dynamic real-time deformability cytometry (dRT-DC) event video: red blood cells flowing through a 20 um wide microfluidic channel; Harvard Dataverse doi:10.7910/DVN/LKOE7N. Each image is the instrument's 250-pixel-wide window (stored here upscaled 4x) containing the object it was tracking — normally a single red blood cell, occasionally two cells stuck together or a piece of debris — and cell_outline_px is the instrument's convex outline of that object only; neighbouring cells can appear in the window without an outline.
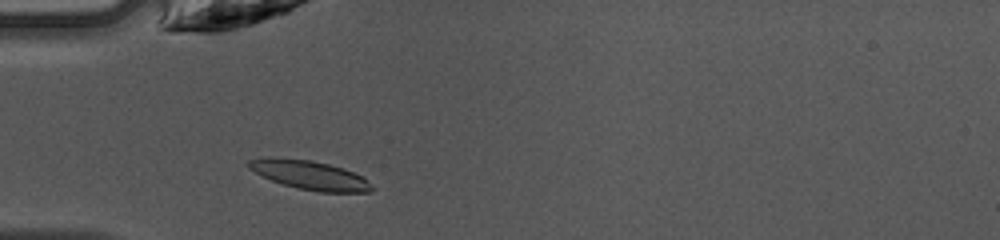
{"species": "common noctule bat (a hibernating species)", "species_latin": "Nyctalus noctula", "temperature_condition": "warm", "stored_images_in_passage": 37, "camera_frame_rate_fps": 3000, "um_per_image_px": 0.085, "animal": {"sex": "female", "body_mass_g": 10.0, "forearm_length_mm": 53.1}, "frame": {"image": 1, "passage_image": 4, "time_ms": 1.0, "image_size_px": [1000, 240], "cell_outline_px": [[376, 188], [368, 192], [320, 192], [300, 188], [284, 184], [272, 180], [248, 168], [244, 164], [248, 160], [268, 156], [272, 156], [308, 160], [328, 164], [364, 176]], "centroid_in_image_um": [26.32, 14.87], "position_along_channel_um": 58.7, "area_um2": 20.75}}
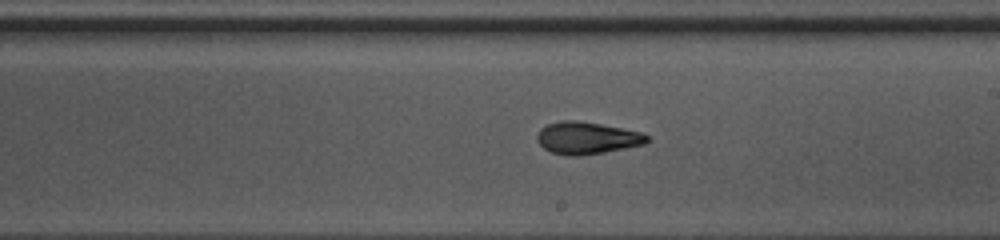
{"frame": {"image": 2, "passage_image": 17, "time_ms": 5.333, "image_size_px": [1000, 240], "cell_outline_px": [[648, 140], [644, 144], [604, 152], [580, 156], [564, 156], [552, 152], [544, 148], [536, 140], [536, 136], [540, 128], [548, 124], [560, 120], [576, 120], [600, 124], [644, 132], [648, 136]], "centroid_in_image_um": [49.86, 11.73], "position_along_channel_um": 239.1, "area_um2": 20.69}}
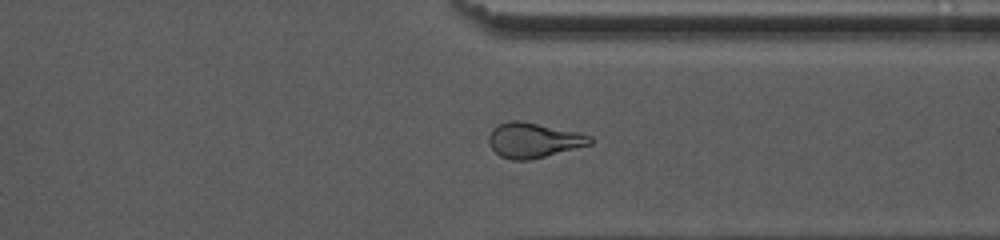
{"frame": {"image": 3, "passage_image": 26, "time_ms": 8.333, "image_size_px": [1000, 240], "cell_outline_px": [[592, 144], [532, 160], [512, 160], [500, 156], [488, 144], [488, 136], [492, 128], [508, 120], [520, 120], [580, 132], [592, 136]], "centroid_in_image_um": [45.35, 11.91], "position_along_channel_um": 366.0, "area_um2": 20.92}, "authors_computed_cell_mechanics": {"area_um2": 20.3456, "velocity_mm_per_s": 4.2412, "shape_relaxation_time_tau1_ms": 3.7995, "shape_relaxation_time_tau2_ms": 2.3826, "deformation_change_tau1": 0.1856, "deformation_change_tau2": 0.0752}}